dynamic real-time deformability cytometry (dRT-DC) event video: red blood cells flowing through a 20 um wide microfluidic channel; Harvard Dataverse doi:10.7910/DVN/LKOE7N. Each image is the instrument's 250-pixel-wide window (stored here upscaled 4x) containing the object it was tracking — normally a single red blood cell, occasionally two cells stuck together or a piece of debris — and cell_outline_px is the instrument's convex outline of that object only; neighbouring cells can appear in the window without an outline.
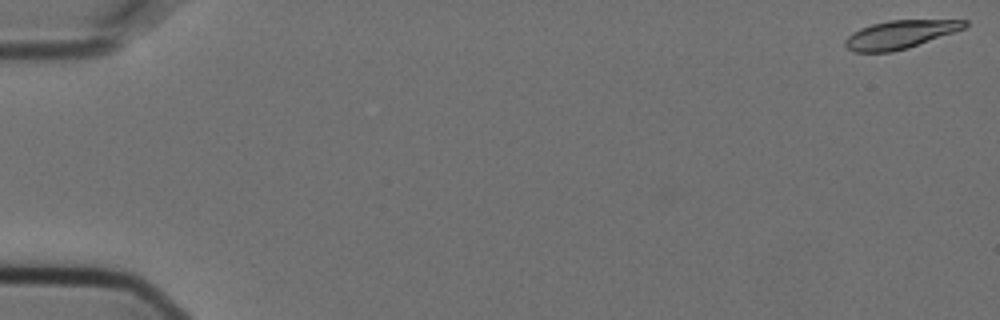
{"species": "Egyptian fruit bat (a non-hibernating species)", "species_latin": "Rousettus aegyptiacus", "temperature_condition": "cold", "stored_images_in_passage": 57, "camera_frame_rate_fps": 3000, "um_per_image_px": 0.085, "animal": {"sex": "female"}, "frame": {"image": 1, "passage_image": 1, "time_ms": 0.0, "image_size_px": [1000, 320], "cell_outline_px": [[968, 24], [964, 28], [908, 48], [892, 52], [852, 52], [844, 44], [844, 40], [852, 32], [860, 28], [872, 24], [888, 20], [968, 20]], "centroid_in_image_um": [76.46, 2.93], "position_along_channel_um": 8.5, "area_um2": 19.54}}
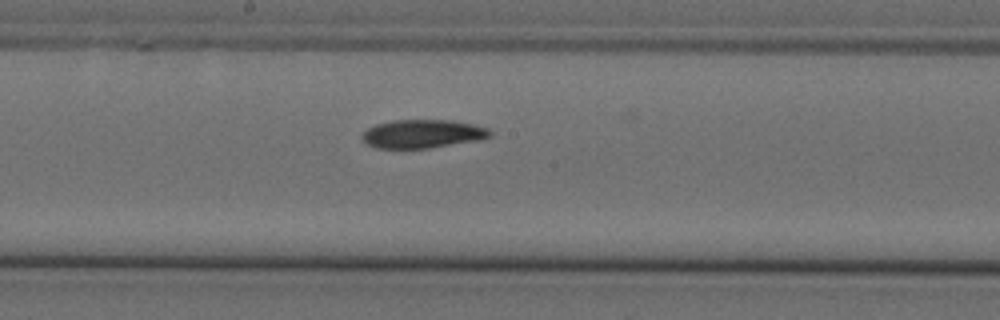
{"frame": {"image": 2, "passage_image": 31, "time_ms": 10.0, "image_size_px": [1000, 320], "cell_outline_px": [[492, 136], [476, 140], [428, 148], [376, 148], [360, 140], [360, 136], [368, 128], [376, 124], [396, 120], [452, 120], [472, 124], [488, 128], [492, 132]], "centroid_in_image_um": [35.89, 11.37], "position_along_channel_um": 212.3, "area_um2": 21.1}}
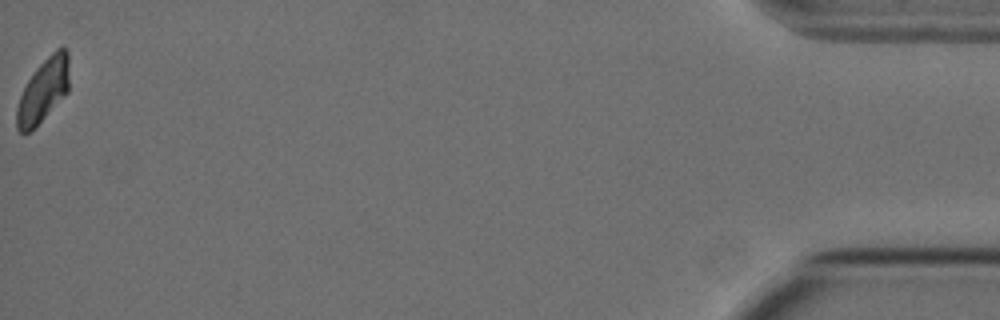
{"frame": {"image": 3, "passage_image": 57, "time_ms": 18.667, "image_size_px": [1000, 320], "cell_outline_px": [[68, 92], [28, 132], [20, 132], [16, 128], [16, 108], [20, 96], [28, 80], [36, 68], [56, 48], [64, 48], [68, 52]], "centroid_in_image_um": [3.67, 7.66], "position_along_channel_um": 431.5, "area_um2": 18.84}, "authors_computed_cell_mechanics": {"area_um2": 21.2704, "velocity_mm_per_s": 3.5975, "shape_relaxation_time_tau1_ms": 7.7555, "shape_relaxation_time_tau2_ms": null, "deformation_change_tau1": 0.1526, "deformation_change_tau2": null}}